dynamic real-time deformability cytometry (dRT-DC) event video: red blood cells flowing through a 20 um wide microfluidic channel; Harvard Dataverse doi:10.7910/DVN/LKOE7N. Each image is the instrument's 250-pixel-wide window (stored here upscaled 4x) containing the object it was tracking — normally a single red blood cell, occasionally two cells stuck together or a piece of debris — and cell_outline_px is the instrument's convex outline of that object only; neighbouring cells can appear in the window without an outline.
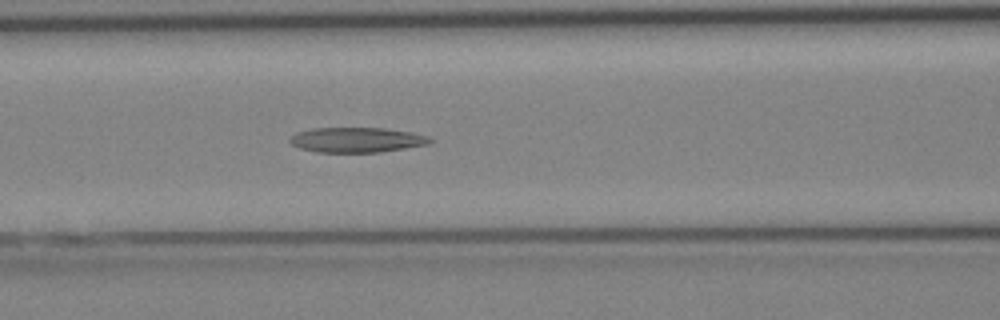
{"species": "Egyptian fruit bat (a non-hibernating species)", "species_latin": "Rousettus aegyptiacus", "temperature_condition": "cold", "stored_images_in_passage": 30, "segment_of_instrument_passage": [1, 2], "camera_frame_rate_fps": 3000, "um_per_image_px": 0.085, "animal": {"sex": "female"}, "frame": {"image": 1, "passage_image": 8, "time_ms": 2.333, "image_size_px": [1000, 320], "cell_outline_px": [[432, 140], [428, 144], [380, 152], [316, 152], [300, 148], [292, 144], [288, 140], [296, 132], [312, 128], [384, 128], [412, 132], [428, 136]], "centroid_in_image_um": [30.3, 11.88], "position_along_channel_um": 136.3, "area_um2": 20.35}}
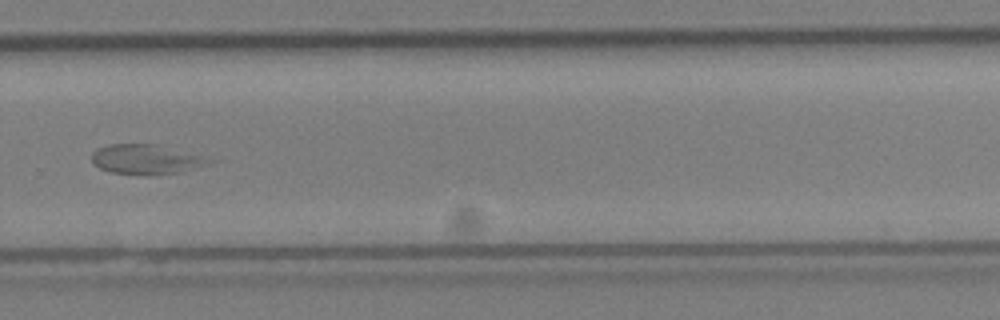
{"frame": {"image": 2, "passage_image": 18, "time_ms": 5.667, "image_size_px": [1000, 320], "cell_outline_px": [[212, 160], [208, 164], [184, 172], [112, 172], [100, 168], [92, 164], [92, 152], [96, 148], [108, 144], [156, 144], [200, 156]], "centroid_in_image_um": [12.34, 13.5], "position_along_channel_um": 317.5, "area_um2": 19.31}}
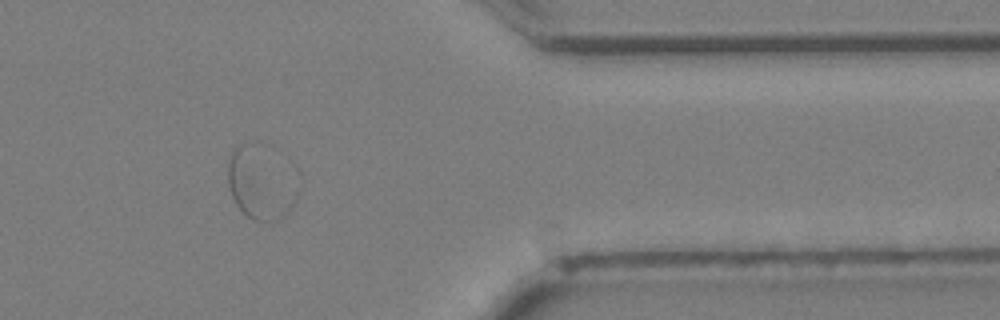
{"frame": {"image": 3, "passage_image": 23, "time_ms": 7.333, "image_size_px": [1000, 320], "cell_outline_px": [[300, 192], [296, 200], [284, 216], [280, 220], [252, 220], [236, 204], [232, 196], [228, 184], [228, 160], [232, 148], [240, 144], [248, 144], [300, 184]], "centroid_in_image_um": [22.09, 15.72], "position_along_channel_um": 389.3, "area_um2": 27.46}}